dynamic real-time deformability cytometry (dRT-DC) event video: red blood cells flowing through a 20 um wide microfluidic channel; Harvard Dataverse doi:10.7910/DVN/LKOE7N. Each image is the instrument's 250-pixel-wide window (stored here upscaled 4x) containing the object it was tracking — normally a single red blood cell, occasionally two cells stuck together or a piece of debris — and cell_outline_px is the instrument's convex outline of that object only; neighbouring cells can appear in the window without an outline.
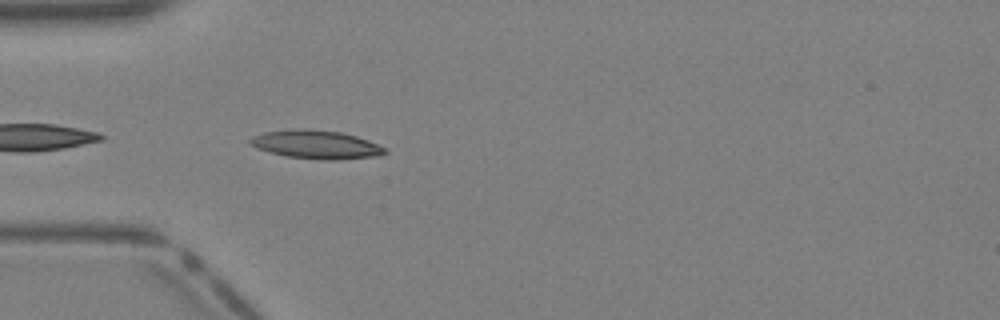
{"species": "Egyptian fruit bat (a non-hibernating species)", "species_latin": "Rousettus aegyptiacus", "temperature_condition": "warm", "stored_images_in_passage": 22, "camera_frame_rate_fps": 3000, "um_per_image_px": 0.085, "animal": {"sex": "female"}, "frame": {"image": 1, "passage_image": 6, "time_ms": 1.667, "image_size_px": [1000, 320], "cell_outline_px": [[388, 152], [376, 156], [336, 160], [324, 160], [288, 156], [268, 152], [256, 148], [248, 144], [248, 140], [252, 136], [264, 132], [292, 128], [308, 128], [340, 132], [356, 136], [368, 140], [388, 148]], "centroid_in_image_um": [26.85, 12.27], "position_along_channel_um": 58.2, "area_um2": 22.66}}
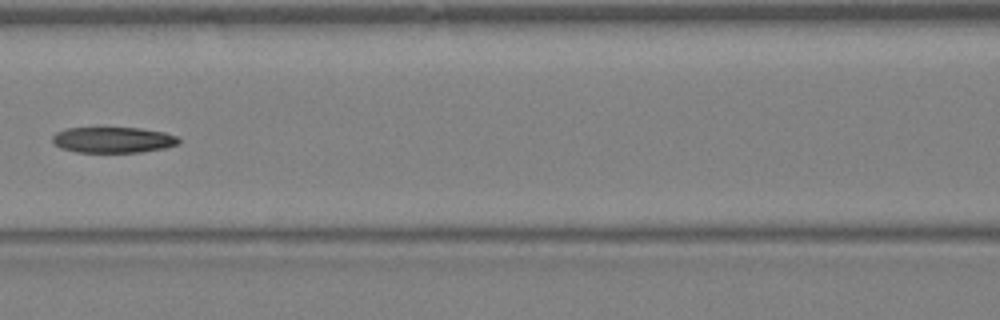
{"frame": {"image": 2, "passage_image": 12, "time_ms": 3.667, "image_size_px": [1000, 320], "cell_outline_px": [[180, 144], [164, 148], [140, 152], [76, 152], [60, 148], [52, 140], [52, 136], [56, 132], [64, 128], [140, 128], [164, 132], [180, 136]], "centroid_in_image_um": [9.64, 11.89], "position_along_channel_um": 157.0, "area_um2": 19.13}}
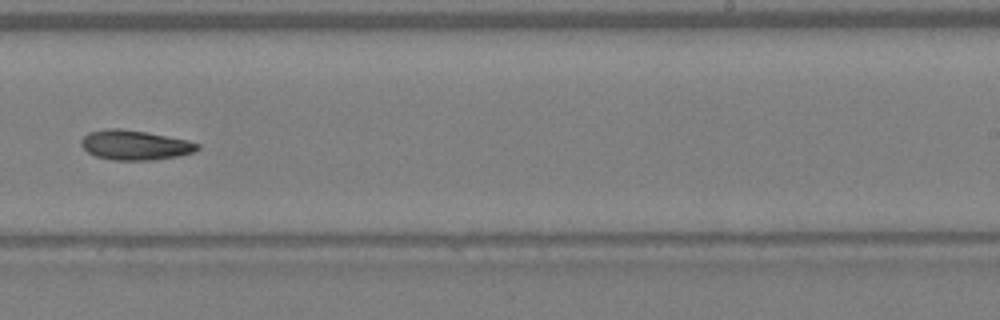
{"frame": {"image": 3, "passage_image": 19, "time_ms": 6.0, "image_size_px": [1000, 320], "cell_outline_px": [[200, 148], [192, 152], [180, 156], [152, 160], [112, 160], [96, 156], [88, 152], [80, 144], [80, 140], [88, 132], [108, 128], [120, 128], [144, 132], [188, 140], [200, 144]], "centroid_in_image_um": [11.46, 12.33], "position_along_channel_um": 277.5, "area_um2": 20.11}}